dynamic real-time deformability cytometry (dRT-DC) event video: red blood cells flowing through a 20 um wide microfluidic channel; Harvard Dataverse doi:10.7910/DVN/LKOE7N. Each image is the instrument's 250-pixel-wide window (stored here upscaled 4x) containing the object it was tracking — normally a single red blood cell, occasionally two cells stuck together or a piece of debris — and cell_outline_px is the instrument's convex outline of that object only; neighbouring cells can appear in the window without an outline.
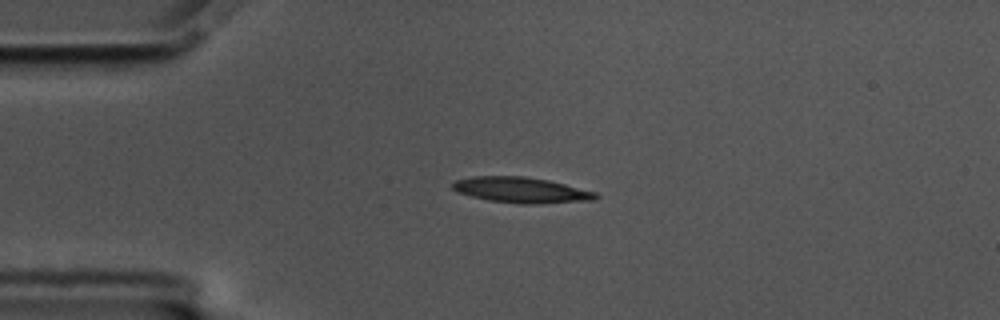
{"species": "common noctule bat (a hibernating species)", "species_latin": "Nyctalus noctula", "temperature_condition": "cold", "stored_images_in_passage": 45, "camera_frame_rate_fps": 3000, "um_per_image_px": 0.085, "animal": {"sex": "male", "body_mass_g": 17.5, "forearm_length_mm": 52.3}, "frame": {"image": 1, "passage_image": 1, "time_ms": 0.0, "image_size_px": [1000, 320], "cell_outline_px": [[600, 196], [596, 200], [528, 204], [520, 204], [488, 200], [456, 192], [452, 188], [452, 184], [456, 180], [472, 176], [524, 176], [548, 180], [596, 192]], "centroid_in_image_um": [44.3, 16.15], "position_along_channel_um": 40.7, "area_um2": 21.33}}
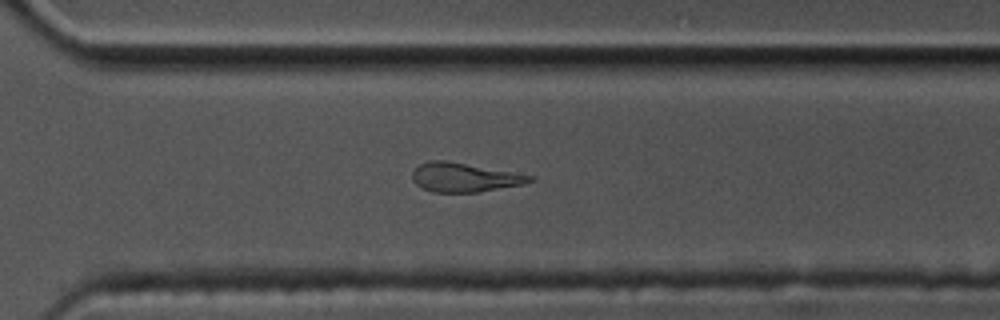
{"frame": {"image": 2, "passage_image": 28, "time_ms": 9.0, "image_size_px": [1000, 320], "cell_outline_px": [[536, 180], [524, 184], [476, 192], [432, 192], [416, 184], [412, 180], [412, 172], [420, 164], [432, 160], [444, 160], [536, 176]], "centroid_in_image_um": [39.49, 15.08], "position_along_channel_um": 331.1, "area_um2": 19.71}}
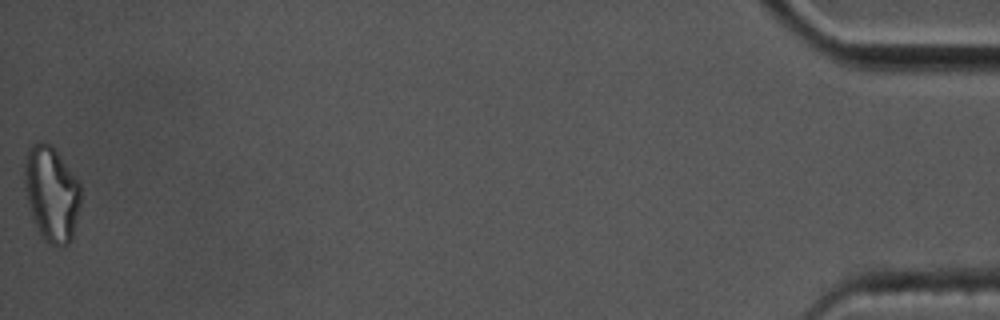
{"frame": {"image": 3, "passage_image": 45, "time_ms": 14.667, "image_size_px": [1000, 320], "cell_outline_px": [[80, 204], [72, 240], [68, 244], [52, 244], [40, 236], [32, 216], [28, 204], [24, 188], [24, 164], [28, 148], [36, 140], [40, 140], [48, 144], [56, 152], [80, 180]], "centroid_in_image_um": [4.37, 16.44], "position_along_channel_um": 430.8, "area_um2": 31.21}, "authors_computed_cell_mechanics": {"area_um2": 20.6924, "velocity_mm_per_s": 3.4967, "shape_relaxation_time_tau1_ms": null, "shape_relaxation_time_tau2_ms": 7.5088, "deformation_change_tau1": null, "deformation_change_tau2": 0.2086}}